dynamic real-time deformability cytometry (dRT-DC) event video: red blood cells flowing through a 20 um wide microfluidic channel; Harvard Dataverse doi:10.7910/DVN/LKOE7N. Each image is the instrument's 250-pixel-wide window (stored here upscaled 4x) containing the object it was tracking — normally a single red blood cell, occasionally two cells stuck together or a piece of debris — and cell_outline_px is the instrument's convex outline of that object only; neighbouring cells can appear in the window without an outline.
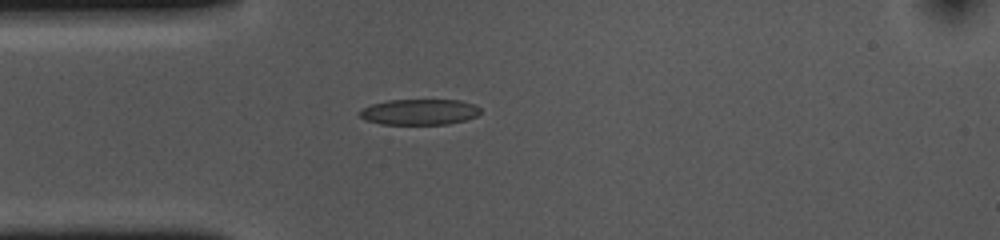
{"species": "common noctule bat (a hibernating species)", "species_latin": "Nyctalus noctula", "temperature_condition": "cold", "stored_images_in_passage": 41, "camera_frame_rate_fps": 3000, "um_per_image_px": 0.085, "animal": {"sex": "female", "body_mass_g": 10.0, "forearm_length_mm": 53.1}, "frame": {"image": 1, "passage_image": 1, "time_ms": 0.0, "image_size_px": [1000, 240], "cell_outline_px": [[480, 112], [476, 116], [464, 120], [448, 124], [380, 124], [364, 120], [360, 116], [360, 112], [364, 108], [372, 104], [388, 100], [460, 100], [476, 104], [480, 108]], "centroid_in_image_um": [35.67, 9.51], "position_along_channel_um": 49.3, "area_um2": 18.09}}
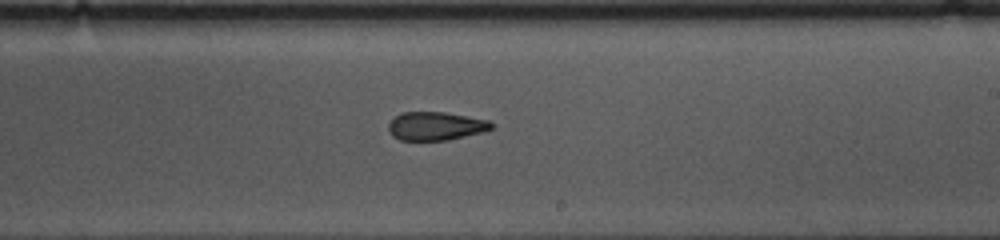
{"frame": {"image": 2, "passage_image": 18, "time_ms": 5.667, "image_size_px": [1000, 240], "cell_outline_px": [[496, 124], [492, 128], [484, 132], [448, 140], [400, 140], [392, 136], [388, 128], [388, 124], [400, 112], [444, 112], [488, 120]], "centroid_in_image_um": [37.05, 10.72], "position_along_channel_um": 251.9, "area_um2": 17.11}}
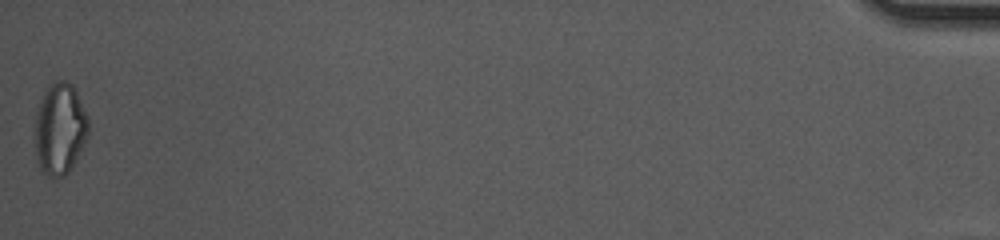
{"frame": {"image": 3, "passage_image": 41, "time_ms": 13.333, "image_size_px": [1000, 240], "cell_outline_px": [[88, 136], [84, 144], [68, 172], [64, 176], [52, 180], [40, 168], [36, 156], [36, 112], [40, 100], [44, 92], [56, 80], [64, 80], [72, 84], [88, 116]], "centroid_in_image_um": [5.09, 10.97], "position_along_channel_um": 430.1, "area_um2": 28.32}, "authors_computed_cell_mechanics": {"area_um2": 18.6116, "velocity_mm_per_s": 3.6738, "shape_relaxation_time_tau1_ms": null, "shape_relaxation_time_tau2_ms": 3.7508, "deformation_change_tau1": null, "deformation_change_tau2": 0.1243}}